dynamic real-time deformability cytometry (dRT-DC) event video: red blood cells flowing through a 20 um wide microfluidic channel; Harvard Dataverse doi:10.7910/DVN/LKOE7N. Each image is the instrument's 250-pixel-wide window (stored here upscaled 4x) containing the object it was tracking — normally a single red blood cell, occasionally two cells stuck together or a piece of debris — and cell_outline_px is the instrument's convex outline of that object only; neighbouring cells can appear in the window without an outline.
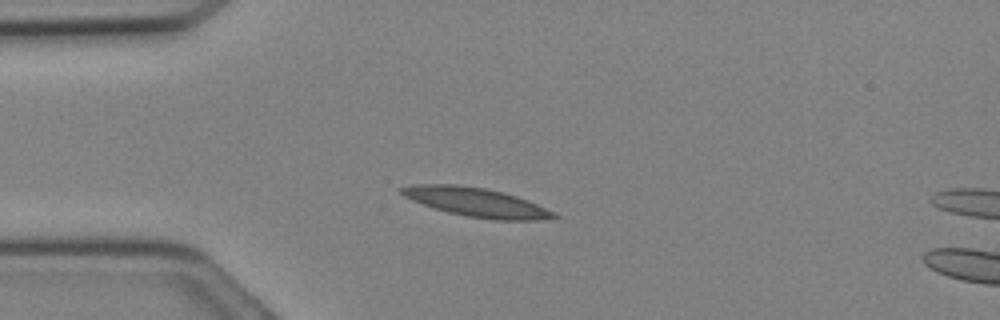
{"species": "Egyptian fruit bat (a non-hibernating species)", "species_latin": "Rousettus aegyptiacus", "temperature_condition": "cold", "stored_images_in_passage": 5, "camera_frame_rate_fps": 3000, "um_per_image_px": 0.085, "animal": {"sex": "female"}, "frame": {"image": 1, "passage_image": 3, "time_ms": 0.667, "image_size_px": [1000, 320], "cell_outline_px": [[560, 216], [536, 220], [492, 220], [468, 216], [448, 212], [412, 200], [404, 196], [396, 188], [412, 184], [460, 184], [484, 188], [504, 192], [528, 200], [556, 212]], "centroid_in_image_um": [40.48, 17.17], "position_along_channel_um": 44.5, "area_um2": 25.72}}